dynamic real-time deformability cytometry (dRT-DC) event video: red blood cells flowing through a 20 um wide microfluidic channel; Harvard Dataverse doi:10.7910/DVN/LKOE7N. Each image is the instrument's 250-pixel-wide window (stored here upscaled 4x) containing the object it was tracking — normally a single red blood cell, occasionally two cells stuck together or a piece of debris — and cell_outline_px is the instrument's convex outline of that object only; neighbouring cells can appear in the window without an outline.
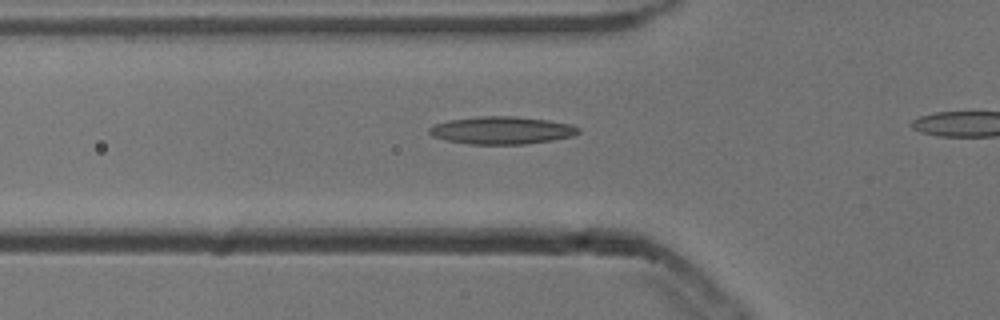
{"species": "common noctule bat (a hibernating species)", "species_latin": "Nyctalus noctula", "temperature_condition": "cold", "stored_images_in_passage": 13, "camera_frame_rate_fps": 3000, "um_per_image_px": 0.085, "animal": {"sex": "male", "body_mass_g": 13.3}, "frame": {"image": 1, "passage_image": 2, "time_ms": 0.333, "image_size_px": [1000, 320], "cell_outline_px": [[580, 132], [572, 136], [552, 140], [524, 144], [472, 144], [448, 140], [432, 136], [428, 132], [428, 128], [436, 124], [448, 120], [480, 116], [516, 116], [548, 120], [572, 124], [580, 128]], "centroid_in_image_um": [42.67, 11.07], "position_along_channel_um": 83.1, "area_um2": 23.93}}
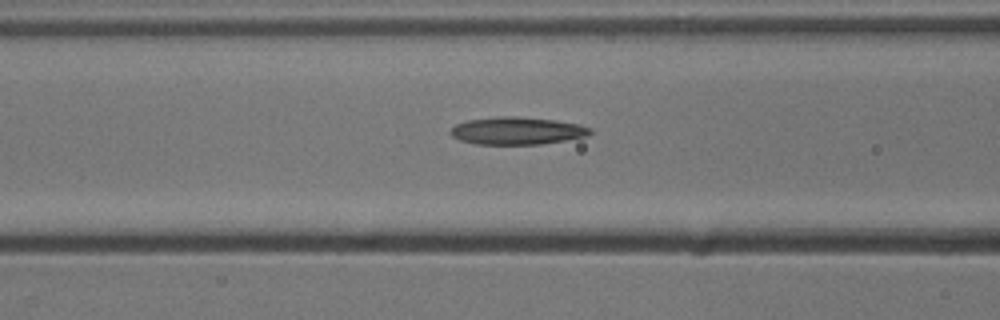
{"frame": {"image": 2, "passage_image": 5, "time_ms": 1.333, "image_size_px": [1000, 320], "cell_outline_px": [[592, 132], [588, 136], [540, 144], [476, 144], [460, 140], [452, 136], [448, 132], [456, 124], [468, 120], [496, 116], [516, 116], [556, 120], [580, 124], [592, 128]], "centroid_in_image_um": [43.96, 11.11], "position_along_channel_um": 122.6, "area_um2": 22.48}}
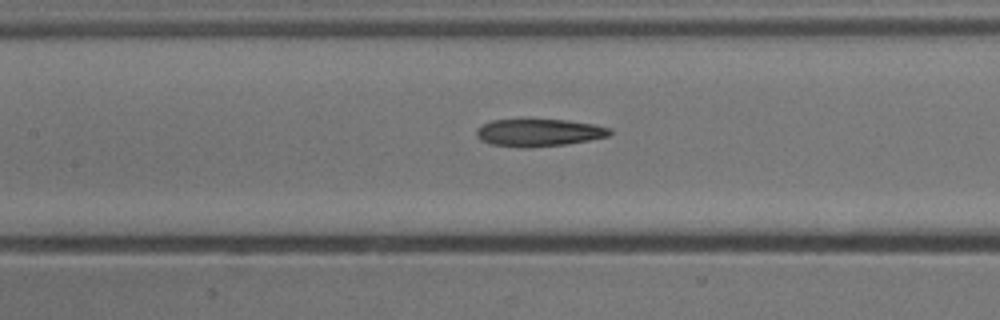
{"frame": {"image": 3, "passage_image": 8, "time_ms": 2.333, "image_size_px": [1000, 320], "cell_outline_px": [[612, 132], [608, 136], [588, 140], [564, 144], [528, 148], [520, 148], [492, 144], [480, 140], [476, 136], [476, 128], [492, 120], [568, 120], [592, 124], [608, 128]], "centroid_in_image_um": [45.75, 11.28], "position_along_channel_um": 161.6, "area_um2": 21.1}}